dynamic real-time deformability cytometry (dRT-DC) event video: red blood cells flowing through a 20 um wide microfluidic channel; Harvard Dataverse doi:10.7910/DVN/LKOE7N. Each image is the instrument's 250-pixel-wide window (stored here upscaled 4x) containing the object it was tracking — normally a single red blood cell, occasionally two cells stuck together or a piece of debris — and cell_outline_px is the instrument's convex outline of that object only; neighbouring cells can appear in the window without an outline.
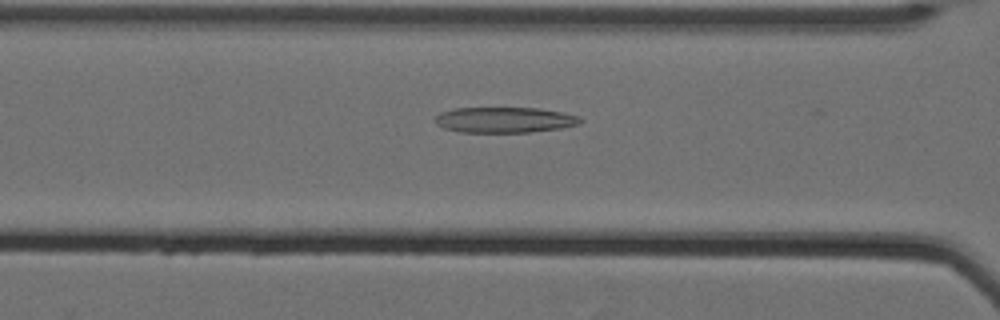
{"species": "Egyptian fruit bat (a non-hibernating species)", "species_latin": "Rousettus aegyptiacus", "temperature_condition": "cold", "stored_images_in_passage": 62, "camera_frame_rate_fps": 3000, "um_per_image_px": 0.085, "animal": {"sex": "female"}, "frame": {"image": 1, "passage_image": 30, "time_ms": 9.667, "image_size_px": [1000, 320], "cell_outline_px": [[584, 120], [580, 124], [560, 128], [528, 132], [460, 132], [444, 128], [436, 124], [436, 116], [440, 112], [456, 108], [540, 108], [580, 116]], "centroid_in_image_um": [42.91, 10.19], "position_along_channel_um": 123.7, "area_um2": 21.62}}
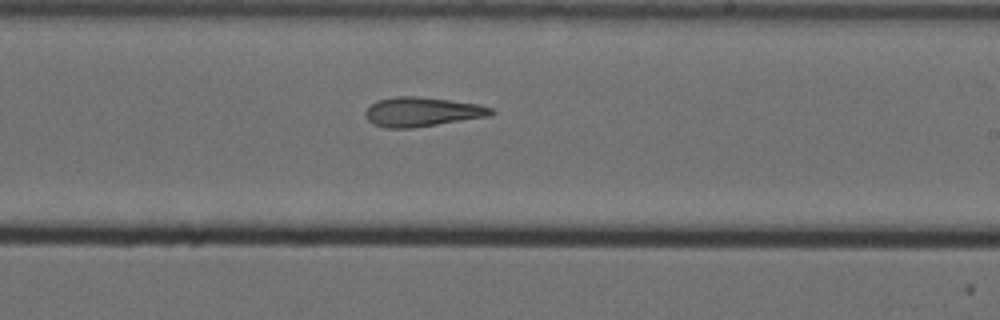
{"frame": {"image": 2, "passage_image": 41, "time_ms": 13.333, "image_size_px": [1000, 320], "cell_outline_px": [[496, 112], [492, 116], [412, 128], [384, 128], [372, 124], [364, 116], [364, 112], [376, 100], [396, 96], [416, 96], [480, 104], [492, 108]], "centroid_in_image_um": [35.88, 9.51], "position_along_channel_um": 253.1, "area_um2": 21.73}}
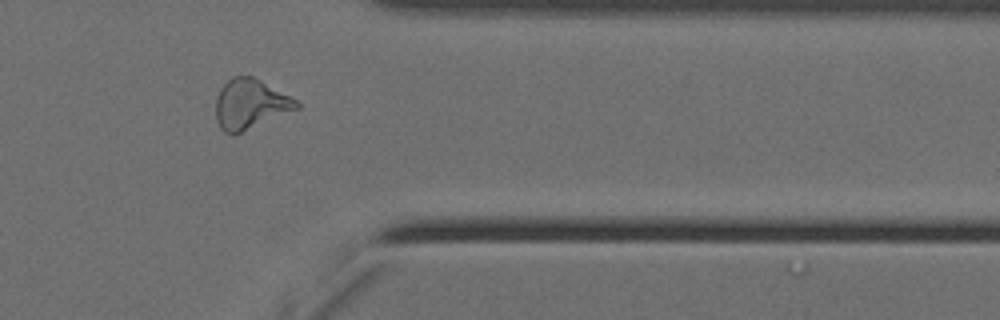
{"frame": {"image": 3, "passage_image": 53, "time_ms": 17.333, "image_size_px": [1000, 320], "cell_outline_px": [[300, 108], [232, 136], [224, 132], [220, 128], [216, 120], [216, 96], [220, 88], [232, 76], [252, 76], [296, 100], [300, 104]], "centroid_in_image_um": [21.23, 8.87], "position_along_channel_um": 390.2, "area_um2": 23.35}, "authors_computed_cell_mechanics": {"area_um2": 24.5361, "velocity_mm_per_s": 3.5187, "shape_relaxation_time_tau1_ms": null, "shape_relaxation_time_tau2_ms": 3.8682, "deformation_change_tau1": null, "deformation_change_tau2": 0.1572}}